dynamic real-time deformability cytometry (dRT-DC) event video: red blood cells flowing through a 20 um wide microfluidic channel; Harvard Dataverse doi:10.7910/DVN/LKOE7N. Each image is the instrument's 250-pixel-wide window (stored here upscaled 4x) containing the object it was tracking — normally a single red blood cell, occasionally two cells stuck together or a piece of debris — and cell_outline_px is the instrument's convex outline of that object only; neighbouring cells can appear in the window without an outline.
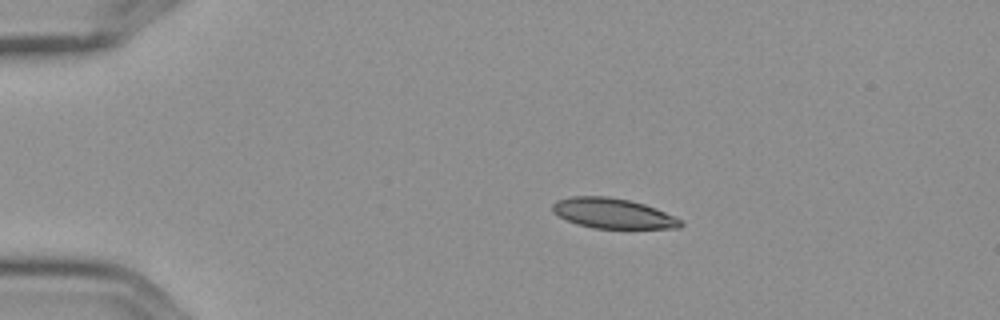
{"species": "Egyptian fruit bat (a non-hibernating species)", "species_latin": "Rousettus aegyptiacus", "temperature_condition": "cold", "stored_images_in_passage": 4, "camera_frame_rate_fps": 3000, "um_per_image_px": 0.085, "frame": {"image": 1, "passage_image": 2, "time_ms": 0.333, "image_size_px": [1000, 320], "cell_outline_px": [[684, 224], [680, 228], [596, 228], [576, 224], [552, 212], [552, 204], [556, 200], [572, 196], [608, 196], [628, 200], [644, 204], [656, 208], [680, 220]], "centroid_in_image_um": [52.07, 18.13], "position_along_channel_um": 32.9, "area_um2": 22.31}}